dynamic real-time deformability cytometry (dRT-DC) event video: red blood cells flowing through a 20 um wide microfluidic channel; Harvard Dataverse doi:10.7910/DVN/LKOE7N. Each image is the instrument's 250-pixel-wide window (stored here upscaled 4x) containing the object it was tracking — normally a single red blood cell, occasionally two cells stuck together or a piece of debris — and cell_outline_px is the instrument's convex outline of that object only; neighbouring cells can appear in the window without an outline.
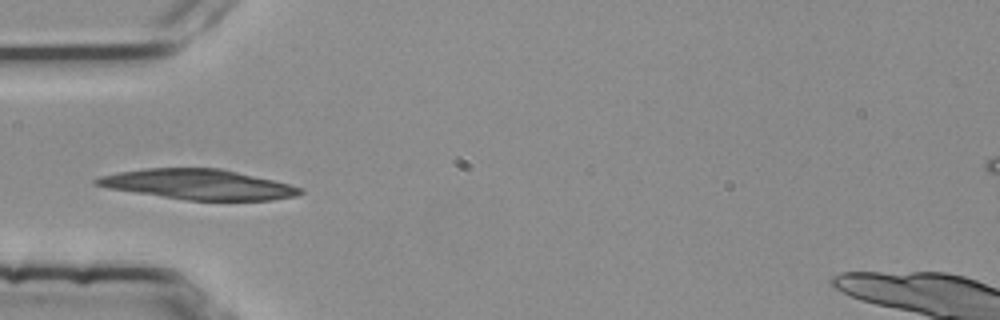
{"species": "common noctule bat (a hibernating species)", "species_latin": "Nyctalus noctula", "temperature_condition": "room temperature", "stored_images_in_passage": 4, "camera_frame_rate_fps": 3000, "um_per_image_px": 0.085, "animal": {"sex": "female", "body_mass_g": 25.1}, "frame": {"image": 1, "passage_image": 4, "time_ms": 1.0, "image_size_px": [1000, 320], "cell_outline_px": [[304, 192], [296, 196], [272, 200], [188, 200], [108, 188], [92, 184], [92, 180], [100, 176], [120, 172], [144, 168], [220, 168], [272, 180], [304, 188]], "centroid_in_image_um": [16.85, 15.67], "position_along_channel_um": 68.2, "area_um2": 35.49}}